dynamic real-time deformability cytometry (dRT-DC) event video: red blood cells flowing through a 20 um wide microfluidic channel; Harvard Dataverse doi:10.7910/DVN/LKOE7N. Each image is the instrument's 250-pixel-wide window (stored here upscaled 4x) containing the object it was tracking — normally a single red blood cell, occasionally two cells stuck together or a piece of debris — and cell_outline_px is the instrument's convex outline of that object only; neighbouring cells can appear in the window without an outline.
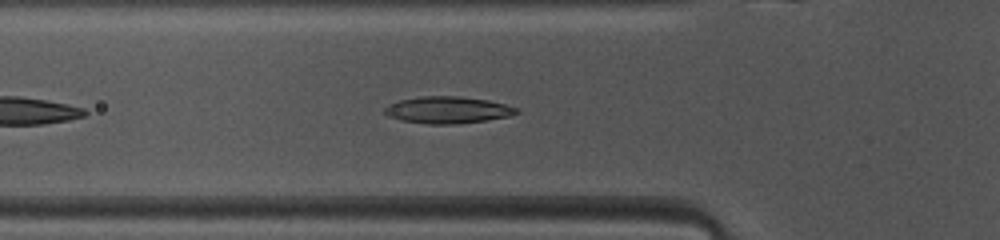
{"species": "common noctule bat (a hibernating species)", "species_latin": "Nyctalus noctula", "temperature_condition": "warm", "stored_images_in_passage": 41, "camera_frame_rate_fps": 3000, "um_per_image_px": 0.085, "animal": {"sex": "female", "body_mass_g": 10.0, "forearm_length_mm": 53.1}, "frame": {"image": 1, "passage_image": 7, "time_ms": 2.0, "image_size_px": [1000, 240], "cell_outline_px": [[520, 112], [508, 116], [484, 120], [456, 124], [428, 124], [400, 120], [388, 116], [384, 112], [384, 108], [388, 104], [400, 100], [420, 96], [460, 96], [488, 100], [520, 108]], "centroid_in_image_um": [38.04, 9.34], "position_along_channel_um": 87.8, "area_um2": 20.63}}
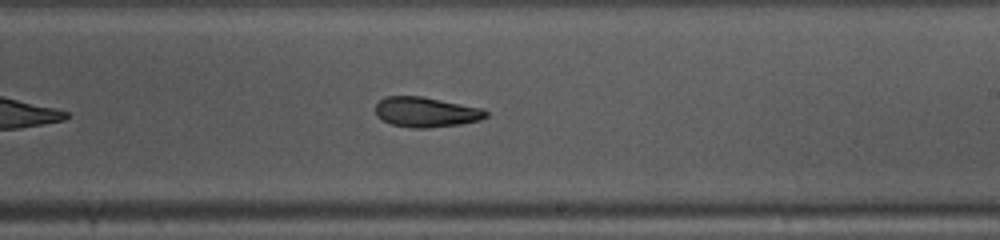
{"frame": {"image": 2, "passage_image": 19, "time_ms": 6.0, "image_size_px": [1000, 240], "cell_outline_px": [[488, 116], [480, 120], [460, 124], [428, 128], [412, 128], [392, 124], [376, 116], [376, 104], [384, 96], [420, 96], [484, 108], [488, 112]], "centroid_in_image_um": [36.23, 9.52], "position_along_channel_um": 252.8, "area_um2": 19.36}}
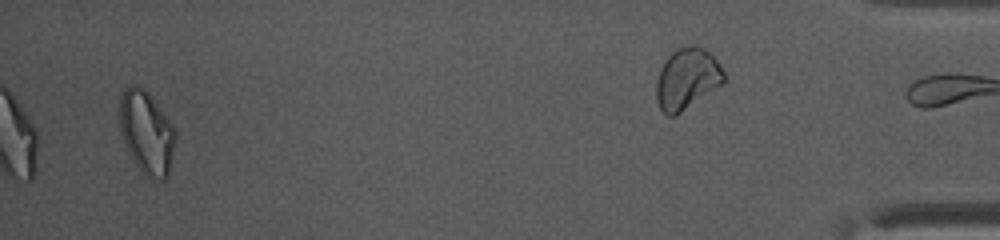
{"frame": {"image": 3, "passage_image": 38, "time_ms": 12.333, "image_size_px": [1000, 240], "cell_outline_px": [[176, 140], [168, 176], [164, 180], [152, 180], [144, 176], [140, 172], [128, 152], [120, 132], [120, 92], [128, 84], [136, 84], [144, 88], [148, 92], [172, 124], [176, 132]], "centroid_in_image_um": [12.45, 11.27], "position_along_channel_um": 422.7, "area_um2": 27.51}, "authors_computed_cell_mechanics": {"area_um2": 20.0566, "velocity_mm_per_s": 4.1022, "shape_relaxation_time_tau1_ms": 3.6947, "shape_relaxation_time_tau2_ms": 3.4654, "deformation_change_tau1": 0.1404, "deformation_change_tau2": 0.114}}